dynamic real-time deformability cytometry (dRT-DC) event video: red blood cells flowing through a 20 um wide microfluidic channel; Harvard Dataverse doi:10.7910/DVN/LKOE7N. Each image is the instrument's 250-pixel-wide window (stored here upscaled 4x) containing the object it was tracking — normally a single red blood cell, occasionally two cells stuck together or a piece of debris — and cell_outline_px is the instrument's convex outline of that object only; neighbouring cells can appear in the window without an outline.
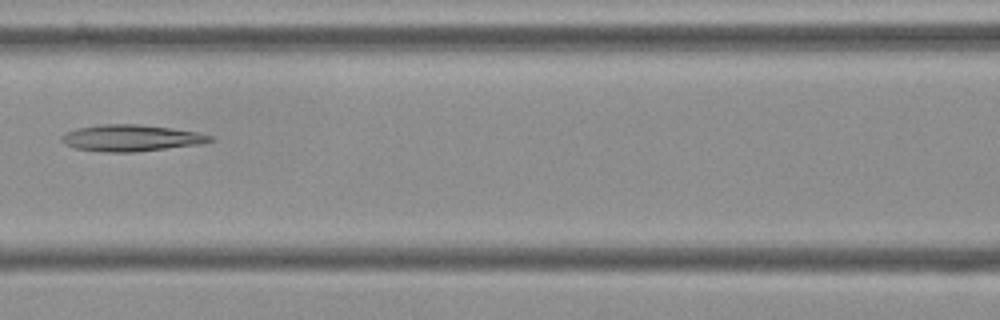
{"species": "Egyptian fruit bat (a non-hibernating species)", "species_latin": "Rousettus aegyptiacus", "temperature_condition": "cold", "stored_images_in_passage": 7, "camera_frame_rate_fps": 3000, "um_per_image_px": 0.085, "frame": {"image": 1, "passage_image": 7, "time_ms": 2.0, "image_size_px": [1000, 320], "cell_outline_px": [[216, 140], [204, 144], [136, 152], [104, 152], [76, 148], [64, 144], [60, 140], [60, 136], [64, 132], [80, 128], [100, 124], [140, 124], [172, 128], [196, 132], [212, 136]], "centroid_in_image_um": [11.17, 11.73], "position_along_channel_um": 155.4, "area_um2": 23.18}}